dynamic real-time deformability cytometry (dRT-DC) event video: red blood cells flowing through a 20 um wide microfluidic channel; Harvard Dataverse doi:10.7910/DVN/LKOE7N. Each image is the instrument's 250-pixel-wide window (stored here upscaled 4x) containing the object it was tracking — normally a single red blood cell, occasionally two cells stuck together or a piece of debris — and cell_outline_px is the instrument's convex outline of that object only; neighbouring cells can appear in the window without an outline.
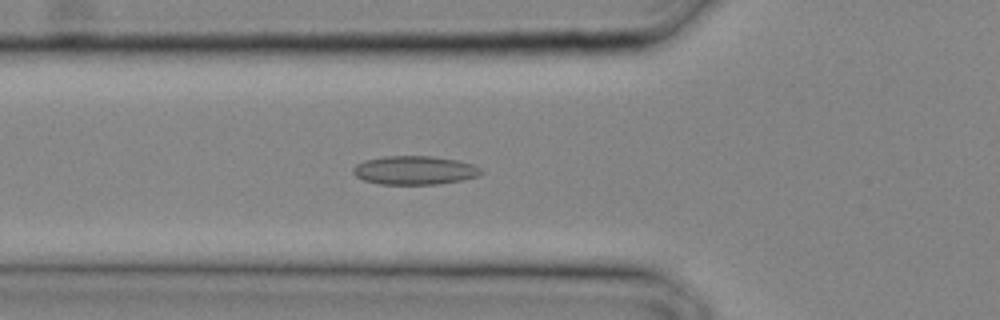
{"species": "common noctule bat (a hibernating species)", "species_latin": "Nyctalus noctula", "temperature_condition": "cold", "stored_images_in_passage": 15, "camera_frame_rate_fps": 3000, "um_per_image_px": 0.085, "animal": {"sex": "male", "body_mass_g": 20.4}, "frame": {"image": 1, "passage_image": 5, "time_ms": 1.333, "image_size_px": [1000, 320], "cell_outline_px": [[484, 172], [476, 176], [464, 180], [440, 184], [380, 184], [364, 180], [356, 176], [352, 172], [352, 168], [356, 164], [364, 160], [384, 156], [432, 156], [456, 160], [472, 164], [480, 168]], "centroid_in_image_um": [35.23, 14.47], "position_along_channel_um": 90.6, "area_um2": 21.44}}
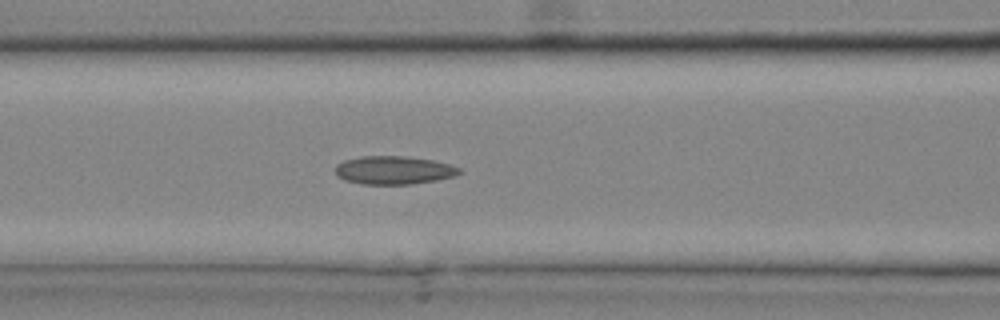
{"frame": {"image": 2, "passage_image": 7, "time_ms": 2.0, "image_size_px": [1000, 320], "cell_outline_px": [[464, 172], [452, 176], [436, 180], [412, 184], [364, 184], [344, 180], [336, 176], [336, 164], [344, 160], [364, 156], [404, 156], [432, 160], [448, 164], [460, 168]], "centroid_in_image_um": [33.45, 14.46], "position_along_channel_um": 133.1, "area_um2": 20.35}}